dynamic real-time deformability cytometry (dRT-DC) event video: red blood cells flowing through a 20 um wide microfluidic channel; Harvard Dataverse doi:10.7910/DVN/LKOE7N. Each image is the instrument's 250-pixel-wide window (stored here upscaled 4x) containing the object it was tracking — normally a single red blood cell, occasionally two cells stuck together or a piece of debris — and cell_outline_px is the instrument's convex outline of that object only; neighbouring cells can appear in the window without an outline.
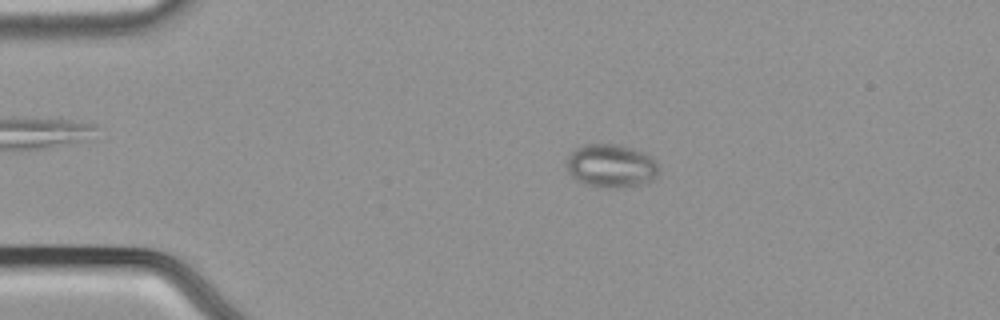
{"species": "common noctule bat (a hibernating species)", "species_latin": "Nyctalus noctula", "temperature_condition": "cold", "stored_images_in_passage": 56, "camera_frame_rate_fps": 3000, "um_per_image_px": 0.085, "animal": {"sex": "male", "body_mass_g": 21.5, "forearm_length_mm": 52.0}, "frame": {"image": 1, "passage_image": 12, "time_ms": 3.667, "image_size_px": [1000, 320], "cell_outline_px": [[660, 172], [656, 180], [640, 184], [620, 188], [604, 188], [584, 184], [576, 180], [568, 172], [564, 160], [576, 148], [584, 144], [620, 144], [644, 152], [652, 156], [660, 164]], "centroid_in_image_um": [51.98, 14.1], "position_along_channel_um": 33.0, "area_um2": 24.04}}
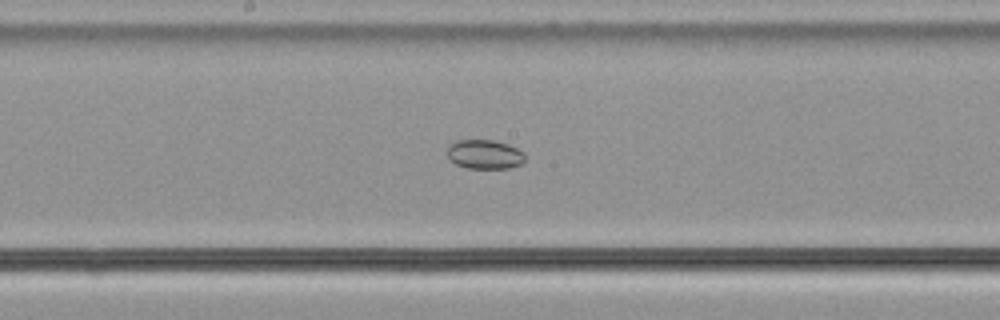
{"frame": {"image": 2, "passage_image": 30, "time_ms": 9.667, "image_size_px": [1000, 320], "cell_outline_px": [[524, 160], [520, 164], [508, 168], [468, 168], [456, 164], [448, 156], [448, 148], [456, 140], [496, 140], [508, 144], [524, 152]], "centroid_in_image_um": [41.21, 13.11], "position_along_channel_um": 207.0, "area_um2": 13.06}}
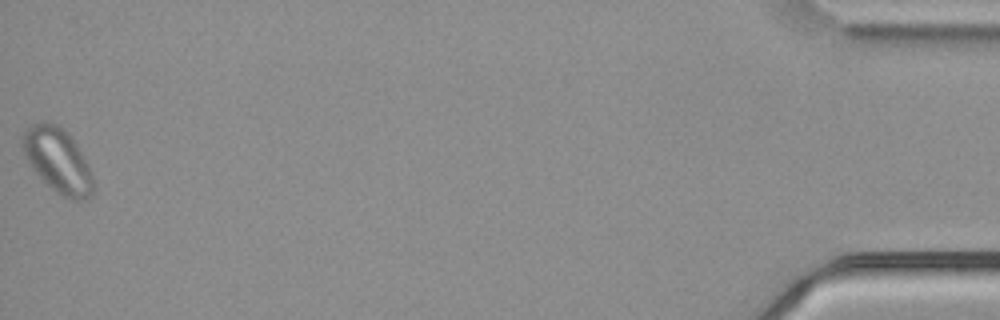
{"frame": {"image": 3, "passage_image": 56, "time_ms": 18.333, "image_size_px": [1000, 320], "cell_outline_px": [[92, 196], [88, 200], [72, 200], [60, 196], [36, 172], [28, 160], [24, 152], [24, 132], [32, 124], [44, 120], [60, 124], [64, 128], [80, 152], [92, 176]], "centroid_in_image_um": [4.93, 13.63], "position_along_channel_um": 430.3, "area_um2": 25.89}}